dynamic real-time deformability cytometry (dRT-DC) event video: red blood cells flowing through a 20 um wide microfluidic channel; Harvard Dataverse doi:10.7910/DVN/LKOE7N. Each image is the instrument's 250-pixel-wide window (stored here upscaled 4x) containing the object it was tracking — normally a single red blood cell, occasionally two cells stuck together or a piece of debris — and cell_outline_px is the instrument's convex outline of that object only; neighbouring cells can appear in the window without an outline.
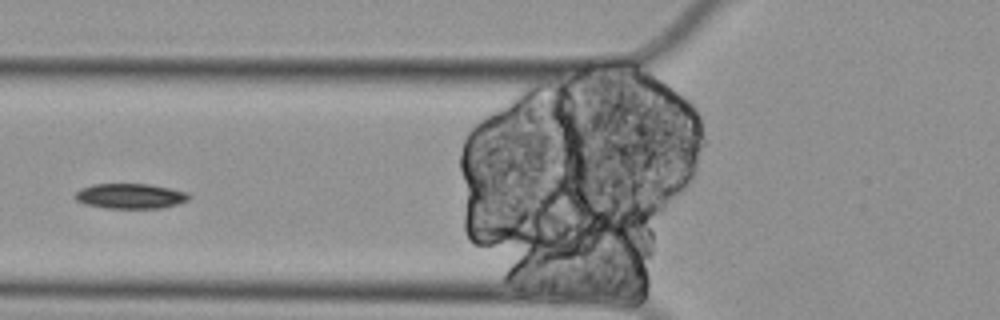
{"species": "Egyptian fruit bat (a non-hibernating species)", "species_latin": "Rousettus aegyptiacus", "temperature_condition": "cold", "stored_images_in_passage": 10, "segment_of_instrument_passage": [3, 3], "camera_frame_rate_fps": 3000, "um_per_image_px": 0.085, "animal": {"sex": "female"}, "frame": {"image": 1, "passage_image": 5, "time_ms": 1.333, "image_size_px": [1000, 320], "cell_outline_px": [[192, 196], [188, 200], [176, 204], [160, 208], [104, 208], [84, 204], [76, 200], [72, 196], [80, 188], [92, 184], [152, 184], [188, 192]], "centroid_in_image_um": [11.05, 16.66], "position_along_channel_um": 114.7, "area_um2": 16.88}}
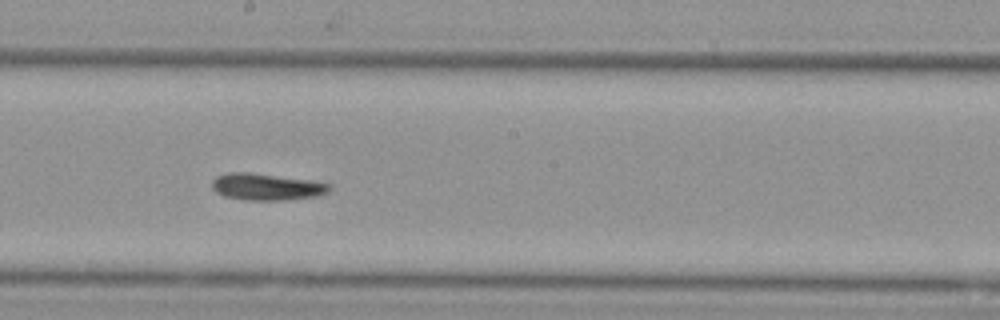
{"frame": {"image": 2, "passage_image": 8, "time_ms": 2.333, "image_size_px": [1000, 320], "cell_outline_px": [[332, 188], [328, 192], [316, 196], [284, 200], [244, 200], [224, 196], [216, 192], [212, 188], [212, 180], [216, 176], [228, 172], [252, 172], [308, 180], [332, 184]], "centroid_in_image_um": [22.63, 15.87], "position_along_channel_um": 225.6, "area_um2": 18.38}}
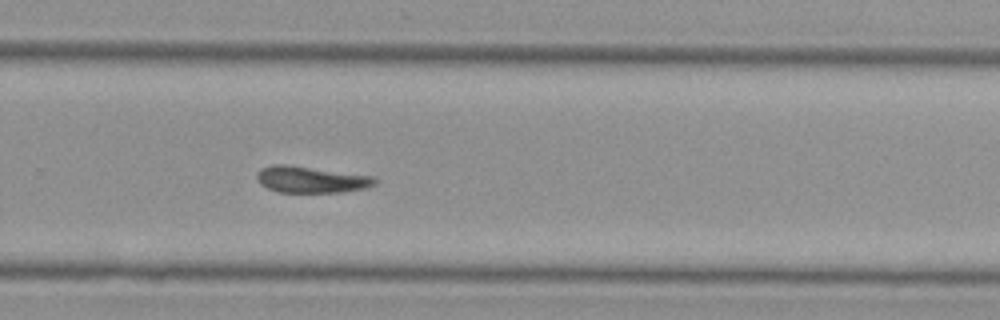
{"frame": {"image": 3, "passage_image": 10, "time_ms": 3.0, "image_size_px": [1000, 320], "cell_outline_px": [[376, 184], [364, 188], [340, 192], [280, 192], [268, 188], [260, 184], [256, 180], [256, 172], [260, 168], [272, 164], [284, 164], [376, 176]], "centroid_in_image_um": [26.41, 15.25], "position_along_channel_um": 303.4, "area_um2": 18.26}}